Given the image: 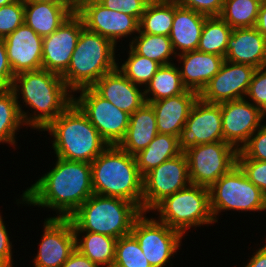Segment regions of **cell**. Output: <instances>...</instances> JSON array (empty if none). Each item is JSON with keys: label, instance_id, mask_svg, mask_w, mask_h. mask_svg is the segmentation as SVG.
Segmentation results:
<instances>
[{"label": "cell", "instance_id": "24", "mask_svg": "<svg viewBox=\"0 0 266 267\" xmlns=\"http://www.w3.org/2000/svg\"><path fill=\"white\" fill-rule=\"evenodd\" d=\"M75 11L72 3L24 1V23L45 37L57 30Z\"/></svg>", "mask_w": 266, "mask_h": 267}, {"label": "cell", "instance_id": "44", "mask_svg": "<svg viewBox=\"0 0 266 267\" xmlns=\"http://www.w3.org/2000/svg\"><path fill=\"white\" fill-rule=\"evenodd\" d=\"M14 76L8 60L4 38H0V88H10Z\"/></svg>", "mask_w": 266, "mask_h": 267}, {"label": "cell", "instance_id": "33", "mask_svg": "<svg viewBox=\"0 0 266 267\" xmlns=\"http://www.w3.org/2000/svg\"><path fill=\"white\" fill-rule=\"evenodd\" d=\"M232 28L220 17H206L197 50L225 57Z\"/></svg>", "mask_w": 266, "mask_h": 267}, {"label": "cell", "instance_id": "45", "mask_svg": "<svg viewBox=\"0 0 266 267\" xmlns=\"http://www.w3.org/2000/svg\"><path fill=\"white\" fill-rule=\"evenodd\" d=\"M61 267H99L89 258L82 255L77 249L68 257Z\"/></svg>", "mask_w": 266, "mask_h": 267}, {"label": "cell", "instance_id": "31", "mask_svg": "<svg viewBox=\"0 0 266 267\" xmlns=\"http://www.w3.org/2000/svg\"><path fill=\"white\" fill-rule=\"evenodd\" d=\"M24 122L11 88H0V143H7L16 149V137Z\"/></svg>", "mask_w": 266, "mask_h": 267}, {"label": "cell", "instance_id": "43", "mask_svg": "<svg viewBox=\"0 0 266 267\" xmlns=\"http://www.w3.org/2000/svg\"><path fill=\"white\" fill-rule=\"evenodd\" d=\"M3 221L0 213V267H14L13 266V245L10 241L8 229ZM5 224V225H4Z\"/></svg>", "mask_w": 266, "mask_h": 267}, {"label": "cell", "instance_id": "11", "mask_svg": "<svg viewBox=\"0 0 266 267\" xmlns=\"http://www.w3.org/2000/svg\"><path fill=\"white\" fill-rule=\"evenodd\" d=\"M79 92L78 97L73 95V102L108 145H118L126 134L130 114L101 97L92 87L80 89L75 93Z\"/></svg>", "mask_w": 266, "mask_h": 267}, {"label": "cell", "instance_id": "48", "mask_svg": "<svg viewBox=\"0 0 266 267\" xmlns=\"http://www.w3.org/2000/svg\"><path fill=\"white\" fill-rule=\"evenodd\" d=\"M259 115L261 118V121L263 122V119L266 117V101L259 106Z\"/></svg>", "mask_w": 266, "mask_h": 267}, {"label": "cell", "instance_id": "52", "mask_svg": "<svg viewBox=\"0 0 266 267\" xmlns=\"http://www.w3.org/2000/svg\"><path fill=\"white\" fill-rule=\"evenodd\" d=\"M150 2H152V1H163V0H149Z\"/></svg>", "mask_w": 266, "mask_h": 267}, {"label": "cell", "instance_id": "20", "mask_svg": "<svg viewBox=\"0 0 266 267\" xmlns=\"http://www.w3.org/2000/svg\"><path fill=\"white\" fill-rule=\"evenodd\" d=\"M92 88L101 97L130 115L146 103L144 89L135 85L118 68L104 74Z\"/></svg>", "mask_w": 266, "mask_h": 267}, {"label": "cell", "instance_id": "34", "mask_svg": "<svg viewBox=\"0 0 266 267\" xmlns=\"http://www.w3.org/2000/svg\"><path fill=\"white\" fill-rule=\"evenodd\" d=\"M263 0H224L220 17L232 28L255 27Z\"/></svg>", "mask_w": 266, "mask_h": 267}, {"label": "cell", "instance_id": "35", "mask_svg": "<svg viewBox=\"0 0 266 267\" xmlns=\"http://www.w3.org/2000/svg\"><path fill=\"white\" fill-rule=\"evenodd\" d=\"M128 58L117 68L135 85L142 88L150 82L161 66L158 62L137 54L130 46Z\"/></svg>", "mask_w": 266, "mask_h": 267}, {"label": "cell", "instance_id": "49", "mask_svg": "<svg viewBox=\"0 0 266 267\" xmlns=\"http://www.w3.org/2000/svg\"><path fill=\"white\" fill-rule=\"evenodd\" d=\"M32 2H52V3H71L70 0H24Z\"/></svg>", "mask_w": 266, "mask_h": 267}, {"label": "cell", "instance_id": "18", "mask_svg": "<svg viewBox=\"0 0 266 267\" xmlns=\"http://www.w3.org/2000/svg\"><path fill=\"white\" fill-rule=\"evenodd\" d=\"M221 107L223 141L238 151L262 125L259 107L243 98L219 103Z\"/></svg>", "mask_w": 266, "mask_h": 267}, {"label": "cell", "instance_id": "47", "mask_svg": "<svg viewBox=\"0 0 266 267\" xmlns=\"http://www.w3.org/2000/svg\"><path fill=\"white\" fill-rule=\"evenodd\" d=\"M255 27L266 39V0H263L260 6Z\"/></svg>", "mask_w": 266, "mask_h": 267}, {"label": "cell", "instance_id": "25", "mask_svg": "<svg viewBox=\"0 0 266 267\" xmlns=\"http://www.w3.org/2000/svg\"><path fill=\"white\" fill-rule=\"evenodd\" d=\"M206 17L175 2L174 19L169 38L176 55L197 50Z\"/></svg>", "mask_w": 266, "mask_h": 267}, {"label": "cell", "instance_id": "50", "mask_svg": "<svg viewBox=\"0 0 266 267\" xmlns=\"http://www.w3.org/2000/svg\"><path fill=\"white\" fill-rule=\"evenodd\" d=\"M74 9L76 10L80 5H82L84 2L86 1H90V0H70Z\"/></svg>", "mask_w": 266, "mask_h": 267}, {"label": "cell", "instance_id": "14", "mask_svg": "<svg viewBox=\"0 0 266 267\" xmlns=\"http://www.w3.org/2000/svg\"><path fill=\"white\" fill-rule=\"evenodd\" d=\"M43 234L34 267H61L76 249L75 232L70 218L44 219Z\"/></svg>", "mask_w": 266, "mask_h": 267}, {"label": "cell", "instance_id": "27", "mask_svg": "<svg viewBox=\"0 0 266 267\" xmlns=\"http://www.w3.org/2000/svg\"><path fill=\"white\" fill-rule=\"evenodd\" d=\"M76 249L99 267H112L117 239L88 231H74ZM85 234V235H81ZM82 238H80L81 236Z\"/></svg>", "mask_w": 266, "mask_h": 267}, {"label": "cell", "instance_id": "6", "mask_svg": "<svg viewBox=\"0 0 266 267\" xmlns=\"http://www.w3.org/2000/svg\"><path fill=\"white\" fill-rule=\"evenodd\" d=\"M142 211L132 202L92 194L69 218L74 231H88L120 238L132 231Z\"/></svg>", "mask_w": 266, "mask_h": 267}, {"label": "cell", "instance_id": "13", "mask_svg": "<svg viewBox=\"0 0 266 267\" xmlns=\"http://www.w3.org/2000/svg\"><path fill=\"white\" fill-rule=\"evenodd\" d=\"M76 12L82 17L88 31L104 36L116 47L121 38L139 32V21L135 17L122 11L110 10L98 0L84 2Z\"/></svg>", "mask_w": 266, "mask_h": 267}, {"label": "cell", "instance_id": "4", "mask_svg": "<svg viewBox=\"0 0 266 267\" xmlns=\"http://www.w3.org/2000/svg\"><path fill=\"white\" fill-rule=\"evenodd\" d=\"M43 131L53 137L55 157L91 163L109 145L73 102Z\"/></svg>", "mask_w": 266, "mask_h": 267}, {"label": "cell", "instance_id": "1", "mask_svg": "<svg viewBox=\"0 0 266 267\" xmlns=\"http://www.w3.org/2000/svg\"><path fill=\"white\" fill-rule=\"evenodd\" d=\"M55 166L23 191L18 204L56 211L57 218H69L92 194L90 163L56 157Z\"/></svg>", "mask_w": 266, "mask_h": 267}, {"label": "cell", "instance_id": "5", "mask_svg": "<svg viewBox=\"0 0 266 267\" xmlns=\"http://www.w3.org/2000/svg\"><path fill=\"white\" fill-rule=\"evenodd\" d=\"M116 46L104 36L84 28L67 70L61 75L67 88L76 91L92 87L104 74L117 68Z\"/></svg>", "mask_w": 266, "mask_h": 267}, {"label": "cell", "instance_id": "23", "mask_svg": "<svg viewBox=\"0 0 266 267\" xmlns=\"http://www.w3.org/2000/svg\"><path fill=\"white\" fill-rule=\"evenodd\" d=\"M178 63H182L180 71L183 85L188 90H193L198 94L206 84L220 71L225 61V57L217 54L204 53L193 50L181 53L176 56Z\"/></svg>", "mask_w": 266, "mask_h": 267}, {"label": "cell", "instance_id": "16", "mask_svg": "<svg viewBox=\"0 0 266 267\" xmlns=\"http://www.w3.org/2000/svg\"><path fill=\"white\" fill-rule=\"evenodd\" d=\"M84 28L82 17L75 11L57 30L43 37L42 69L62 75Z\"/></svg>", "mask_w": 266, "mask_h": 267}, {"label": "cell", "instance_id": "39", "mask_svg": "<svg viewBox=\"0 0 266 267\" xmlns=\"http://www.w3.org/2000/svg\"><path fill=\"white\" fill-rule=\"evenodd\" d=\"M245 176L266 195V161L237 159Z\"/></svg>", "mask_w": 266, "mask_h": 267}, {"label": "cell", "instance_id": "8", "mask_svg": "<svg viewBox=\"0 0 266 267\" xmlns=\"http://www.w3.org/2000/svg\"><path fill=\"white\" fill-rule=\"evenodd\" d=\"M208 189L215 223L222 211H266V195L245 176L238 165Z\"/></svg>", "mask_w": 266, "mask_h": 267}, {"label": "cell", "instance_id": "22", "mask_svg": "<svg viewBox=\"0 0 266 267\" xmlns=\"http://www.w3.org/2000/svg\"><path fill=\"white\" fill-rule=\"evenodd\" d=\"M199 98L193 90L149 103L155 111L158 133L179 137L190 111Z\"/></svg>", "mask_w": 266, "mask_h": 267}, {"label": "cell", "instance_id": "41", "mask_svg": "<svg viewBox=\"0 0 266 267\" xmlns=\"http://www.w3.org/2000/svg\"><path fill=\"white\" fill-rule=\"evenodd\" d=\"M110 10L122 11L135 17L138 21L145 12L149 0H98Z\"/></svg>", "mask_w": 266, "mask_h": 267}, {"label": "cell", "instance_id": "17", "mask_svg": "<svg viewBox=\"0 0 266 267\" xmlns=\"http://www.w3.org/2000/svg\"><path fill=\"white\" fill-rule=\"evenodd\" d=\"M255 70L256 68L250 65L225 60L220 71L199 93V98L216 104L243 99Z\"/></svg>", "mask_w": 266, "mask_h": 267}, {"label": "cell", "instance_id": "28", "mask_svg": "<svg viewBox=\"0 0 266 267\" xmlns=\"http://www.w3.org/2000/svg\"><path fill=\"white\" fill-rule=\"evenodd\" d=\"M181 153L179 137L158 133L145 149L139 151L134 156L139 172L144 176L164 161Z\"/></svg>", "mask_w": 266, "mask_h": 267}, {"label": "cell", "instance_id": "7", "mask_svg": "<svg viewBox=\"0 0 266 267\" xmlns=\"http://www.w3.org/2000/svg\"><path fill=\"white\" fill-rule=\"evenodd\" d=\"M158 220L185 236L191 227L215 224L209 199L208 187L190 184L184 189L165 197L151 212Z\"/></svg>", "mask_w": 266, "mask_h": 267}, {"label": "cell", "instance_id": "42", "mask_svg": "<svg viewBox=\"0 0 266 267\" xmlns=\"http://www.w3.org/2000/svg\"><path fill=\"white\" fill-rule=\"evenodd\" d=\"M178 5L207 17L220 16L224 0H174Z\"/></svg>", "mask_w": 266, "mask_h": 267}, {"label": "cell", "instance_id": "30", "mask_svg": "<svg viewBox=\"0 0 266 267\" xmlns=\"http://www.w3.org/2000/svg\"><path fill=\"white\" fill-rule=\"evenodd\" d=\"M175 13V1H152L139 20V31L146 34L169 36Z\"/></svg>", "mask_w": 266, "mask_h": 267}, {"label": "cell", "instance_id": "26", "mask_svg": "<svg viewBox=\"0 0 266 267\" xmlns=\"http://www.w3.org/2000/svg\"><path fill=\"white\" fill-rule=\"evenodd\" d=\"M157 134L155 111L149 103H145L130 115L126 134L118 146L135 155L145 149Z\"/></svg>", "mask_w": 266, "mask_h": 267}, {"label": "cell", "instance_id": "46", "mask_svg": "<svg viewBox=\"0 0 266 267\" xmlns=\"http://www.w3.org/2000/svg\"><path fill=\"white\" fill-rule=\"evenodd\" d=\"M266 242V240H265ZM245 267H266V244L253 252Z\"/></svg>", "mask_w": 266, "mask_h": 267}, {"label": "cell", "instance_id": "36", "mask_svg": "<svg viewBox=\"0 0 266 267\" xmlns=\"http://www.w3.org/2000/svg\"><path fill=\"white\" fill-rule=\"evenodd\" d=\"M112 267H152L136 238L130 233L117 239Z\"/></svg>", "mask_w": 266, "mask_h": 267}, {"label": "cell", "instance_id": "32", "mask_svg": "<svg viewBox=\"0 0 266 267\" xmlns=\"http://www.w3.org/2000/svg\"><path fill=\"white\" fill-rule=\"evenodd\" d=\"M131 38L128 46L137 54L154 60L160 65L174 63L171 61L172 59L174 60L177 55L173 50L169 36L146 34L139 31L137 35Z\"/></svg>", "mask_w": 266, "mask_h": 267}, {"label": "cell", "instance_id": "2", "mask_svg": "<svg viewBox=\"0 0 266 267\" xmlns=\"http://www.w3.org/2000/svg\"><path fill=\"white\" fill-rule=\"evenodd\" d=\"M10 88L15 94L25 126L37 131H43L73 103L74 94L61 75L45 69L16 74ZM21 100L24 107L31 108L32 113L23 110Z\"/></svg>", "mask_w": 266, "mask_h": 267}, {"label": "cell", "instance_id": "29", "mask_svg": "<svg viewBox=\"0 0 266 267\" xmlns=\"http://www.w3.org/2000/svg\"><path fill=\"white\" fill-rule=\"evenodd\" d=\"M176 63L161 65L144 89L146 102H154L184 93L180 71ZM152 96V97H151Z\"/></svg>", "mask_w": 266, "mask_h": 267}, {"label": "cell", "instance_id": "51", "mask_svg": "<svg viewBox=\"0 0 266 267\" xmlns=\"http://www.w3.org/2000/svg\"><path fill=\"white\" fill-rule=\"evenodd\" d=\"M17 0H0V7L10 4V3H14Z\"/></svg>", "mask_w": 266, "mask_h": 267}, {"label": "cell", "instance_id": "21", "mask_svg": "<svg viewBox=\"0 0 266 267\" xmlns=\"http://www.w3.org/2000/svg\"><path fill=\"white\" fill-rule=\"evenodd\" d=\"M225 60L266 67V39L256 27L234 28L228 38Z\"/></svg>", "mask_w": 266, "mask_h": 267}, {"label": "cell", "instance_id": "19", "mask_svg": "<svg viewBox=\"0 0 266 267\" xmlns=\"http://www.w3.org/2000/svg\"><path fill=\"white\" fill-rule=\"evenodd\" d=\"M13 74L42 69L43 37L23 23L4 38Z\"/></svg>", "mask_w": 266, "mask_h": 267}, {"label": "cell", "instance_id": "37", "mask_svg": "<svg viewBox=\"0 0 266 267\" xmlns=\"http://www.w3.org/2000/svg\"><path fill=\"white\" fill-rule=\"evenodd\" d=\"M24 23V0L0 7V38H5Z\"/></svg>", "mask_w": 266, "mask_h": 267}, {"label": "cell", "instance_id": "9", "mask_svg": "<svg viewBox=\"0 0 266 267\" xmlns=\"http://www.w3.org/2000/svg\"><path fill=\"white\" fill-rule=\"evenodd\" d=\"M193 185L210 187L237 165L238 150L224 141L200 144L184 152Z\"/></svg>", "mask_w": 266, "mask_h": 267}, {"label": "cell", "instance_id": "10", "mask_svg": "<svg viewBox=\"0 0 266 267\" xmlns=\"http://www.w3.org/2000/svg\"><path fill=\"white\" fill-rule=\"evenodd\" d=\"M142 212L134 221L131 234L152 267H164L182 246L184 237L179 231ZM170 260V261H169Z\"/></svg>", "mask_w": 266, "mask_h": 267}, {"label": "cell", "instance_id": "3", "mask_svg": "<svg viewBox=\"0 0 266 267\" xmlns=\"http://www.w3.org/2000/svg\"><path fill=\"white\" fill-rule=\"evenodd\" d=\"M90 165L94 194L125 199L142 211L143 176L134 155L109 145Z\"/></svg>", "mask_w": 266, "mask_h": 267}, {"label": "cell", "instance_id": "12", "mask_svg": "<svg viewBox=\"0 0 266 267\" xmlns=\"http://www.w3.org/2000/svg\"><path fill=\"white\" fill-rule=\"evenodd\" d=\"M190 184L187 158L182 152L143 176L142 212H151L165 197Z\"/></svg>", "mask_w": 266, "mask_h": 267}, {"label": "cell", "instance_id": "38", "mask_svg": "<svg viewBox=\"0 0 266 267\" xmlns=\"http://www.w3.org/2000/svg\"><path fill=\"white\" fill-rule=\"evenodd\" d=\"M237 159L266 161V123L250 136L248 142L238 151Z\"/></svg>", "mask_w": 266, "mask_h": 267}, {"label": "cell", "instance_id": "15", "mask_svg": "<svg viewBox=\"0 0 266 267\" xmlns=\"http://www.w3.org/2000/svg\"><path fill=\"white\" fill-rule=\"evenodd\" d=\"M217 141H223L220 104L198 98L179 136L180 149L185 152L191 147Z\"/></svg>", "mask_w": 266, "mask_h": 267}, {"label": "cell", "instance_id": "40", "mask_svg": "<svg viewBox=\"0 0 266 267\" xmlns=\"http://www.w3.org/2000/svg\"><path fill=\"white\" fill-rule=\"evenodd\" d=\"M245 99L259 107L266 101V67L256 68Z\"/></svg>", "mask_w": 266, "mask_h": 267}]
</instances>
